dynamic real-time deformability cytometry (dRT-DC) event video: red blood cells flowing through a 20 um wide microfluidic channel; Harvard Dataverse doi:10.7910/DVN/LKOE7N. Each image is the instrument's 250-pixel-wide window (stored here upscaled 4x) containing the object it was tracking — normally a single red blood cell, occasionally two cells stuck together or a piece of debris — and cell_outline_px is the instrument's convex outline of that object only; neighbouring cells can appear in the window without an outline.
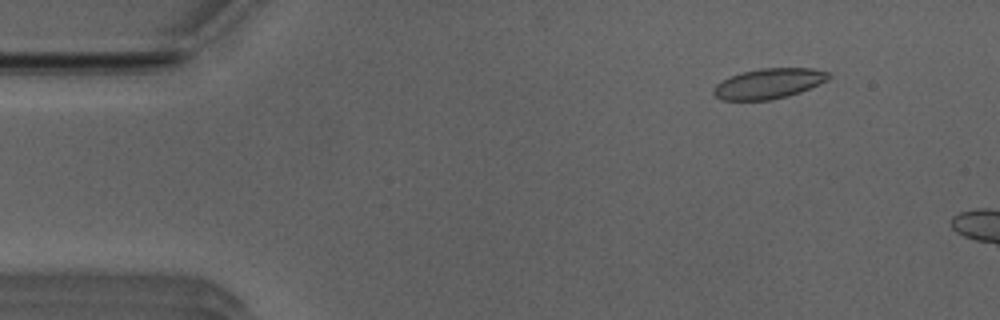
{"species": "Egyptian fruit bat (a non-hibernating species)", "species_latin": "Rousettus aegyptiacus", "temperature_condition": "room temperature", "stored_images_in_passage": 10, "camera_frame_rate_fps": 3000, "um_per_image_px": 0.085, "animal": {"sex": "male"}, "frame": {"image": 1, "passage_image": 6, "time_ms": 1.667, "image_size_px": [1000, 320], "cell_outline_px": [[832, 76], [828, 80], [800, 92], [788, 96], [768, 100], [720, 100], [712, 92], [712, 88], [716, 84], [732, 76], [744, 72], [760, 68], [812, 68], [828, 72]], "centroid_in_image_um": [65.35, 7.1], "position_along_channel_um": 19.6, "area_um2": 20.17}}